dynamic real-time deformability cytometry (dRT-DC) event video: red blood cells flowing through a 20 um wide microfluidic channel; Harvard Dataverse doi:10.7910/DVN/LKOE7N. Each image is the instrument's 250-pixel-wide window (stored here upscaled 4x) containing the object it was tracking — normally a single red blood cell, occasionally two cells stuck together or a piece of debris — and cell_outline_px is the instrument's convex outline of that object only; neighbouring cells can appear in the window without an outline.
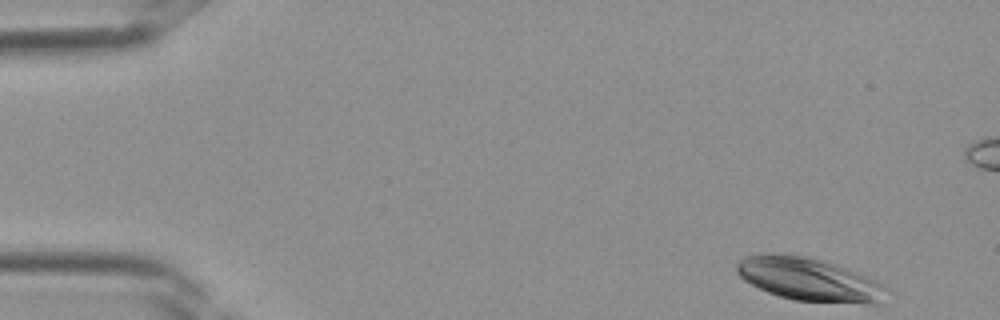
{"species": "Egyptian fruit bat (a non-hibernating species)", "species_latin": "Rousettus aegyptiacus", "temperature_condition": "room temperature", "stored_images_in_passage": 9, "camera_frame_rate_fps": 3000, "um_per_image_px": 0.085, "frame": {"image": 1, "passage_image": 1, "time_ms": 0.0, "image_size_px": [1000, 320], "cell_outline_px": [[884, 288], [876, 304], [864, 304], [792, 300], [768, 292], [744, 280], [736, 272], [736, 264], [744, 256], [760, 252], [788, 252], [812, 256], [848, 268], [868, 276], [884, 284]], "centroid_in_image_um": [68.68, 23.69], "position_along_channel_um": 16.3, "area_um2": 38.21}}